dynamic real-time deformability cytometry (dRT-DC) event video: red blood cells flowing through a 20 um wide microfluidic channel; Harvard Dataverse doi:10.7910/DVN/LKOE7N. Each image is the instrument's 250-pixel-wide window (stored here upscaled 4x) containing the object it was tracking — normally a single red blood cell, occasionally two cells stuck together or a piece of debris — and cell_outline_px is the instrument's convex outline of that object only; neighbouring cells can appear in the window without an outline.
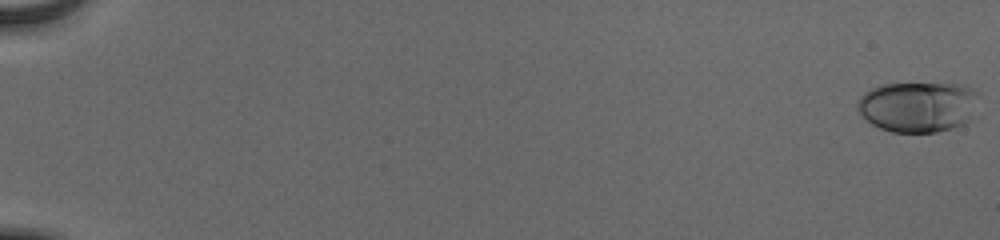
{"species": "human", "species_latin": "Homo sapiens", "temperature_condition": "cold", "stored_images_in_passage": 56, "camera_frame_rate_fps": 3000, "um_per_image_px": 0.085, "donor": {"sex": "male"}, "frame": {"image": 1, "passage_image": 1, "time_ms": 0.0, "image_size_px": [1000, 240], "cell_outline_px": [[980, 92], [968, 120], [964, 124], [952, 128], [936, 132], [892, 132], [880, 128], [872, 124], [856, 108], [860, 96], [864, 92], [880, 84], [964, 84]], "centroid_in_image_um": [78.02, 9.06], "position_along_channel_um": 7.0, "area_um2": 35.6}}
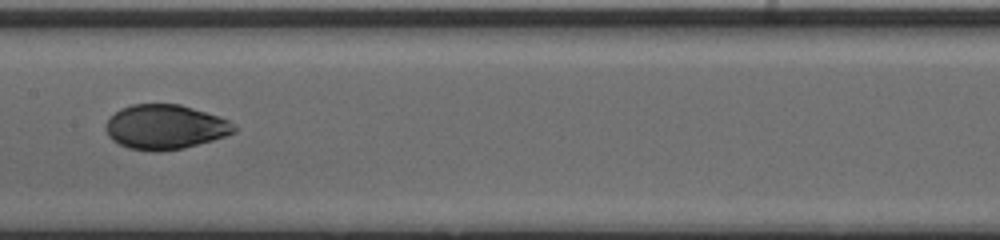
{"frame": {"image": 2, "passage_image": 32, "time_ms": 10.333, "image_size_px": [1000, 240], "cell_outline_px": [[240, 128], [236, 132], [212, 140], [184, 148], [156, 152], [128, 148], [112, 140], [108, 136], [104, 128], [104, 124], [120, 108], [132, 104], [180, 104], [220, 116], [228, 120]], "centroid_in_image_um": [14.05, 10.79], "position_along_channel_um": 193.4, "area_um2": 33.58}}
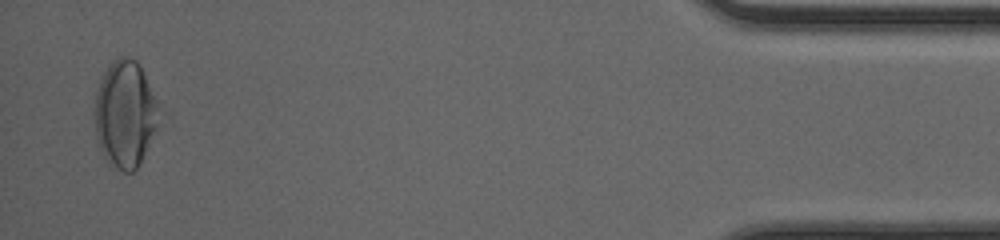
{"frame": {"image": 3, "passage_image": 55, "time_ms": 18.0, "image_size_px": [1000, 240], "cell_outline_px": [[164, 112], [136, 168], [132, 172], [124, 172], [104, 156], [100, 148], [96, 136], [96, 92], [100, 80], [104, 72], [112, 60], [120, 56], [128, 56], [136, 60], [140, 64]], "centroid_in_image_um": [10.69, 9.6], "position_along_channel_um": 424.5, "area_um2": 39.88}, "authors_computed_cell_mechanics": {"area_um2": 33.7552, "velocity_mm_per_s": 3.8993, "shape_relaxation_time_tau1_ms": 4.923, "shape_relaxation_time_tau2_ms": 1.0368, "deformation_change_tau1": 0.1641, "deformation_change_tau2": 0.0409}}